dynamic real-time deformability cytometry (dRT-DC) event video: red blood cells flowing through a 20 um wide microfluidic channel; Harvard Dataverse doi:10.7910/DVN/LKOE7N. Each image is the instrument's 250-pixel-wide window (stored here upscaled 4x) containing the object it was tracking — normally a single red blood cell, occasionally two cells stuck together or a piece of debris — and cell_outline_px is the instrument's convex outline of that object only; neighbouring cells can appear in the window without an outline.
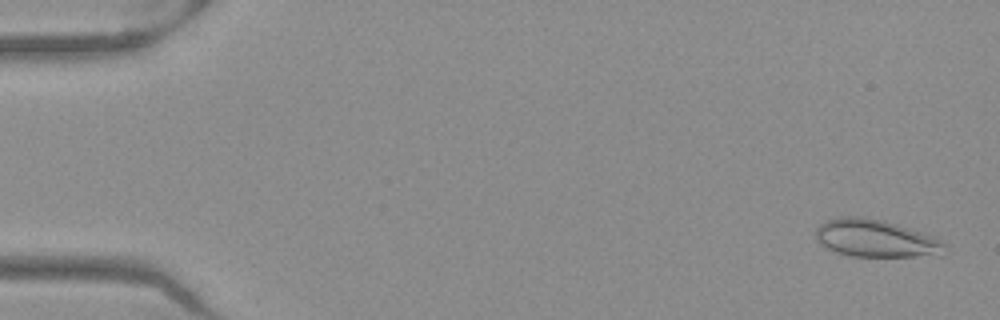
{"species": "Egyptian fruit bat (a non-hibernating species)", "species_latin": "Rousettus aegyptiacus", "temperature_condition": "warm", "stored_images_in_passage": 52, "camera_frame_rate_fps": 3000, "um_per_image_px": 0.085, "frame": {"image": 1, "passage_image": 2, "time_ms": 0.333, "image_size_px": [1000, 320], "cell_outline_px": [[948, 244], [940, 256], [848, 256], [836, 252], [828, 248], [816, 236], [816, 228], [820, 224], [828, 220], [840, 216], [864, 216], [884, 220], [936, 236]], "centroid_in_image_um": [74.51, 20.25], "position_along_channel_um": 10.5, "area_um2": 28.38}}
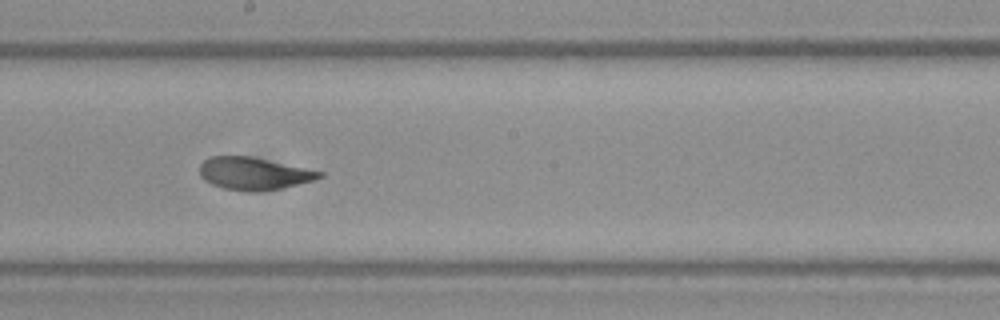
{"frame": {"image": 2, "passage_image": 29, "time_ms": 9.333, "image_size_px": [1000, 320], "cell_outline_px": [[324, 176], [312, 180], [280, 188], [224, 188], [212, 184], [204, 180], [200, 176], [200, 164], [204, 160], [212, 156], [248, 156], [324, 172]], "centroid_in_image_um": [21.53, 14.69], "position_along_channel_um": 226.7, "area_um2": 21.39}}
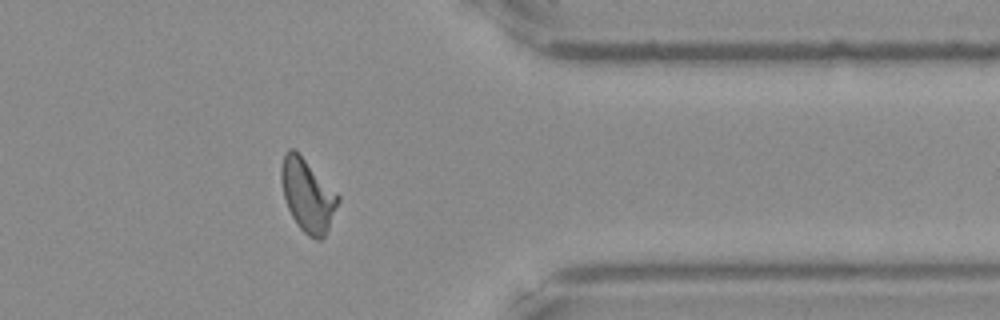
{"frame": {"image": 3, "passage_image": 42, "time_ms": 13.667, "image_size_px": [1000, 320], "cell_outline_px": [[340, 200], [328, 228], [324, 236], [320, 240], [316, 240], [308, 236], [296, 224], [288, 208], [284, 196], [280, 180], [280, 168], [284, 152], [288, 148], [292, 148], [340, 196]], "centroid_in_image_um": [26.12, 16.62], "position_along_channel_um": 385.3, "area_um2": 23.64}, "authors_computed_cell_mechanics": {"area_um2": 23.5535, "velocity_mm_per_s": 3.9578, "shape_relaxation_time_tau1_ms": 8.6589, "shape_relaxation_time_tau2_ms": 0.6968, "deformation_change_tau1": 0.2117, "deformation_change_tau2": 0.0719}}